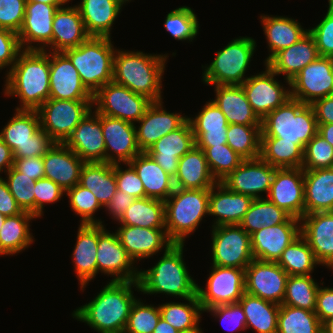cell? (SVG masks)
<instances>
[{
  "instance_id": "cell-21",
  "label": "cell",
  "mask_w": 333,
  "mask_h": 333,
  "mask_svg": "<svg viewBox=\"0 0 333 333\" xmlns=\"http://www.w3.org/2000/svg\"><path fill=\"white\" fill-rule=\"evenodd\" d=\"M136 127L134 123L101 114L107 163H129L141 153Z\"/></svg>"
},
{
  "instance_id": "cell-62",
  "label": "cell",
  "mask_w": 333,
  "mask_h": 333,
  "mask_svg": "<svg viewBox=\"0 0 333 333\" xmlns=\"http://www.w3.org/2000/svg\"><path fill=\"white\" fill-rule=\"evenodd\" d=\"M120 165L121 163L115 164L117 190H120L136 199L144 198V185L142 184V181L140 180L134 168L129 163H125V166L128 167L126 169Z\"/></svg>"
},
{
  "instance_id": "cell-45",
  "label": "cell",
  "mask_w": 333,
  "mask_h": 333,
  "mask_svg": "<svg viewBox=\"0 0 333 333\" xmlns=\"http://www.w3.org/2000/svg\"><path fill=\"white\" fill-rule=\"evenodd\" d=\"M119 225L165 228V203L154 198H138L126 209Z\"/></svg>"
},
{
  "instance_id": "cell-11",
  "label": "cell",
  "mask_w": 333,
  "mask_h": 333,
  "mask_svg": "<svg viewBox=\"0 0 333 333\" xmlns=\"http://www.w3.org/2000/svg\"><path fill=\"white\" fill-rule=\"evenodd\" d=\"M152 103L147 97L112 81L93 95L92 107L98 114L136 124Z\"/></svg>"
},
{
  "instance_id": "cell-71",
  "label": "cell",
  "mask_w": 333,
  "mask_h": 333,
  "mask_svg": "<svg viewBox=\"0 0 333 333\" xmlns=\"http://www.w3.org/2000/svg\"><path fill=\"white\" fill-rule=\"evenodd\" d=\"M153 333H179V331L161 317Z\"/></svg>"
},
{
  "instance_id": "cell-24",
  "label": "cell",
  "mask_w": 333,
  "mask_h": 333,
  "mask_svg": "<svg viewBox=\"0 0 333 333\" xmlns=\"http://www.w3.org/2000/svg\"><path fill=\"white\" fill-rule=\"evenodd\" d=\"M49 98L59 100H93L81 81L77 69L64 52H50Z\"/></svg>"
},
{
  "instance_id": "cell-22",
  "label": "cell",
  "mask_w": 333,
  "mask_h": 333,
  "mask_svg": "<svg viewBox=\"0 0 333 333\" xmlns=\"http://www.w3.org/2000/svg\"><path fill=\"white\" fill-rule=\"evenodd\" d=\"M63 144L70 148L85 163L106 162L101 114L91 110Z\"/></svg>"
},
{
  "instance_id": "cell-61",
  "label": "cell",
  "mask_w": 333,
  "mask_h": 333,
  "mask_svg": "<svg viewBox=\"0 0 333 333\" xmlns=\"http://www.w3.org/2000/svg\"><path fill=\"white\" fill-rule=\"evenodd\" d=\"M34 187L36 218L43 216L45 204L58 202L65 195L59 185L45 177L35 181Z\"/></svg>"
},
{
  "instance_id": "cell-28",
  "label": "cell",
  "mask_w": 333,
  "mask_h": 333,
  "mask_svg": "<svg viewBox=\"0 0 333 333\" xmlns=\"http://www.w3.org/2000/svg\"><path fill=\"white\" fill-rule=\"evenodd\" d=\"M163 103L153 102L138 121L141 124L135 129L141 152H146L156 141L179 128L188 119V116H182L181 113L166 111Z\"/></svg>"
},
{
  "instance_id": "cell-3",
  "label": "cell",
  "mask_w": 333,
  "mask_h": 333,
  "mask_svg": "<svg viewBox=\"0 0 333 333\" xmlns=\"http://www.w3.org/2000/svg\"><path fill=\"white\" fill-rule=\"evenodd\" d=\"M168 57V54L117 49L113 60V82L152 102H160L163 99L162 76Z\"/></svg>"
},
{
  "instance_id": "cell-63",
  "label": "cell",
  "mask_w": 333,
  "mask_h": 333,
  "mask_svg": "<svg viewBox=\"0 0 333 333\" xmlns=\"http://www.w3.org/2000/svg\"><path fill=\"white\" fill-rule=\"evenodd\" d=\"M22 51L17 33L0 28V70L15 64L19 53Z\"/></svg>"
},
{
  "instance_id": "cell-15",
  "label": "cell",
  "mask_w": 333,
  "mask_h": 333,
  "mask_svg": "<svg viewBox=\"0 0 333 333\" xmlns=\"http://www.w3.org/2000/svg\"><path fill=\"white\" fill-rule=\"evenodd\" d=\"M265 71L248 76L242 87L254 113L263 120L270 112L284 105L291 98L288 89L279 83L278 76L267 64Z\"/></svg>"
},
{
  "instance_id": "cell-6",
  "label": "cell",
  "mask_w": 333,
  "mask_h": 333,
  "mask_svg": "<svg viewBox=\"0 0 333 333\" xmlns=\"http://www.w3.org/2000/svg\"><path fill=\"white\" fill-rule=\"evenodd\" d=\"M318 133V124L311 105L290 98L261 120V137L305 145Z\"/></svg>"
},
{
  "instance_id": "cell-70",
  "label": "cell",
  "mask_w": 333,
  "mask_h": 333,
  "mask_svg": "<svg viewBox=\"0 0 333 333\" xmlns=\"http://www.w3.org/2000/svg\"><path fill=\"white\" fill-rule=\"evenodd\" d=\"M318 133L333 146V123L318 124Z\"/></svg>"
},
{
  "instance_id": "cell-68",
  "label": "cell",
  "mask_w": 333,
  "mask_h": 333,
  "mask_svg": "<svg viewBox=\"0 0 333 333\" xmlns=\"http://www.w3.org/2000/svg\"><path fill=\"white\" fill-rule=\"evenodd\" d=\"M317 124L333 123V95L318 99L311 104Z\"/></svg>"
},
{
  "instance_id": "cell-64",
  "label": "cell",
  "mask_w": 333,
  "mask_h": 333,
  "mask_svg": "<svg viewBox=\"0 0 333 333\" xmlns=\"http://www.w3.org/2000/svg\"><path fill=\"white\" fill-rule=\"evenodd\" d=\"M13 167L24 176L35 181L45 177L43 157L14 159Z\"/></svg>"
},
{
  "instance_id": "cell-14",
  "label": "cell",
  "mask_w": 333,
  "mask_h": 333,
  "mask_svg": "<svg viewBox=\"0 0 333 333\" xmlns=\"http://www.w3.org/2000/svg\"><path fill=\"white\" fill-rule=\"evenodd\" d=\"M291 98L311 105L333 95V57L319 56L290 80Z\"/></svg>"
},
{
  "instance_id": "cell-27",
  "label": "cell",
  "mask_w": 333,
  "mask_h": 333,
  "mask_svg": "<svg viewBox=\"0 0 333 333\" xmlns=\"http://www.w3.org/2000/svg\"><path fill=\"white\" fill-rule=\"evenodd\" d=\"M301 235L319 265L333 268V211L315 212L301 219Z\"/></svg>"
},
{
  "instance_id": "cell-52",
  "label": "cell",
  "mask_w": 333,
  "mask_h": 333,
  "mask_svg": "<svg viewBox=\"0 0 333 333\" xmlns=\"http://www.w3.org/2000/svg\"><path fill=\"white\" fill-rule=\"evenodd\" d=\"M198 148L204 151L211 174L217 182L224 180L244 160L228 144Z\"/></svg>"
},
{
  "instance_id": "cell-17",
  "label": "cell",
  "mask_w": 333,
  "mask_h": 333,
  "mask_svg": "<svg viewBox=\"0 0 333 333\" xmlns=\"http://www.w3.org/2000/svg\"><path fill=\"white\" fill-rule=\"evenodd\" d=\"M288 276L277 262L253 259L245 269V292L281 305Z\"/></svg>"
},
{
  "instance_id": "cell-43",
  "label": "cell",
  "mask_w": 333,
  "mask_h": 333,
  "mask_svg": "<svg viewBox=\"0 0 333 333\" xmlns=\"http://www.w3.org/2000/svg\"><path fill=\"white\" fill-rule=\"evenodd\" d=\"M238 303L246 315V328L257 333H277L280 305L246 292Z\"/></svg>"
},
{
  "instance_id": "cell-7",
  "label": "cell",
  "mask_w": 333,
  "mask_h": 333,
  "mask_svg": "<svg viewBox=\"0 0 333 333\" xmlns=\"http://www.w3.org/2000/svg\"><path fill=\"white\" fill-rule=\"evenodd\" d=\"M112 43L108 37H89L79 46L64 51L92 95L113 81V60L117 49Z\"/></svg>"
},
{
  "instance_id": "cell-25",
  "label": "cell",
  "mask_w": 333,
  "mask_h": 333,
  "mask_svg": "<svg viewBox=\"0 0 333 333\" xmlns=\"http://www.w3.org/2000/svg\"><path fill=\"white\" fill-rule=\"evenodd\" d=\"M128 256L134 261L147 259L175 244L166 228H141L120 225L115 231Z\"/></svg>"
},
{
  "instance_id": "cell-37",
  "label": "cell",
  "mask_w": 333,
  "mask_h": 333,
  "mask_svg": "<svg viewBox=\"0 0 333 333\" xmlns=\"http://www.w3.org/2000/svg\"><path fill=\"white\" fill-rule=\"evenodd\" d=\"M217 181L211 174L205 153L196 145L179 159L174 185L182 189H211Z\"/></svg>"
},
{
  "instance_id": "cell-32",
  "label": "cell",
  "mask_w": 333,
  "mask_h": 333,
  "mask_svg": "<svg viewBox=\"0 0 333 333\" xmlns=\"http://www.w3.org/2000/svg\"><path fill=\"white\" fill-rule=\"evenodd\" d=\"M217 189V190H216ZM254 199L248 195L230 191L217 182L209 195V214L215 216L212 225H239Z\"/></svg>"
},
{
  "instance_id": "cell-73",
  "label": "cell",
  "mask_w": 333,
  "mask_h": 333,
  "mask_svg": "<svg viewBox=\"0 0 333 333\" xmlns=\"http://www.w3.org/2000/svg\"><path fill=\"white\" fill-rule=\"evenodd\" d=\"M322 333H333V318L326 320L322 324Z\"/></svg>"
},
{
  "instance_id": "cell-31",
  "label": "cell",
  "mask_w": 333,
  "mask_h": 333,
  "mask_svg": "<svg viewBox=\"0 0 333 333\" xmlns=\"http://www.w3.org/2000/svg\"><path fill=\"white\" fill-rule=\"evenodd\" d=\"M319 56L314 38L307 32L296 43L276 53L266 64L277 75L283 74L290 86V80Z\"/></svg>"
},
{
  "instance_id": "cell-40",
  "label": "cell",
  "mask_w": 333,
  "mask_h": 333,
  "mask_svg": "<svg viewBox=\"0 0 333 333\" xmlns=\"http://www.w3.org/2000/svg\"><path fill=\"white\" fill-rule=\"evenodd\" d=\"M260 19L270 50L264 64L280 50L290 47L308 32V29L304 30L298 21L286 16L262 14Z\"/></svg>"
},
{
  "instance_id": "cell-19",
  "label": "cell",
  "mask_w": 333,
  "mask_h": 333,
  "mask_svg": "<svg viewBox=\"0 0 333 333\" xmlns=\"http://www.w3.org/2000/svg\"><path fill=\"white\" fill-rule=\"evenodd\" d=\"M277 167L271 166L260 157L246 159L221 181L230 191L248 195L253 199L264 198L269 193Z\"/></svg>"
},
{
  "instance_id": "cell-34",
  "label": "cell",
  "mask_w": 333,
  "mask_h": 333,
  "mask_svg": "<svg viewBox=\"0 0 333 333\" xmlns=\"http://www.w3.org/2000/svg\"><path fill=\"white\" fill-rule=\"evenodd\" d=\"M130 0H81L76 5L80 11L85 30L90 37L111 38V29Z\"/></svg>"
},
{
  "instance_id": "cell-74",
  "label": "cell",
  "mask_w": 333,
  "mask_h": 333,
  "mask_svg": "<svg viewBox=\"0 0 333 333\" xmlns=\"http://www.w3.org/2000/svg\"><path fill=\"white\" fill-rule=\"evenodd\" d=\"M179 333H203V330L198 327L197 329L187 331V332H179Z\"/></svg>"
},
{
  "instance_id": "cell-10",
  "label": "cell",
  "mask_w": 333,
  "mask_h": 333,
  "mask_svg": "<svg viewBox=\"0 0 333 333\" xmlns=\"http://www.w3.org/2000/svg\"><path fill=\"white\" fill-rule=\"evenodd\" d=\"M92 102L93 100L49 98L37 109L41 129L55 143H63L80 121L93 109Z\"/></svg>"
},
{
  "instance_id": "cell-55",
  "label": "cell",
  "mask_w": 333,
  "mask_h": 333,
  "mask_svg": "<svg viewBox=\"0 0 333 333\" xmlns=\"http://www.w3.org/2000/svg\"><path fill=\"white\" fill-rule=\"evenodd\" d=\"M5 181L15 201L23 211L35 216V180L30 179L18 172L13 166L6 172Z\"/></svg>"
},
{
  "instance_id": "cell-44",
  "label": "cell",
  "mask_w": 333,
  "mask_h": 333,
  "mask_svg": "<svg viewBox=\"0 0 333 333\" xmlns=\"http://www.w3.org/2000/svg\"><path fill=\"white\" fill-rule=\"evenodd\" d=\"M304 148L281 138L261 137L260 158L277 168H302Z\"/></svg>"
},
{
  "instance_id": "cell-66",
  "label": "cell",
  "mask_w": 333,
  "mask_h": 333,
  "mask_svg": "<svg viewBox=\"0 0 333 333\" xmlns=\"http://www.w3.org/2000/svg\"><path fill=\"white\" fill-rule=\"evenodd\" d=\"M136 198L117 190L115 195L110 199V202L105 207L111 218L118 223L124 216L126 209L135 201Z\"/></svg>"
},
{
  "instance_id": "cell-16",
  "label": "cell",
  "mask_w": 333,
  "mask_h": 333,
  "mask_svg": "<svg viewBox=\"0 0 333 333\" xmlns=\"http://www.w3.org/2000/svg\"><path fill=\"white\" fill-rule=\"evenodd\" d=\"M97 274L113 276L110 281H138L139 270L120 243L117 233L98 224Z\"/></svg>"
},
{
  "instance_id": "cell-42",
  "label": "cell",
  "mask_w": 333,
  "mask_h": 333,
  "mask_svg": "<svg viewBox=\"0 0 333 333\" xmlns=\"http://www.w3.org/2000/svg\"><path fill=\"white\" fill-rule=\"evenodd\" d=\"M33 219L37 218L27 211L6 217L0 230V256L14 255L29 248L35 241L29 227Z\"/></svg>"
},
{
  "instance_id": "cell-4",
  "label": "cell",
  "mask_w": 333,
  "mask_h": 333,
  "mask_svg": "<svg viewBox=\"0 0 333 333\" xmlns=\"http://www.w3.org/2000/svg\"><path fill=\"white\" fill-rule=\"evenodd\" d=\"M183 250L184 244L175 243L169 249H164L163 256L155 266L140 269V292L147 295L167 294L184 300L195 297L197 283L186 267Z\"/></svg>"
},
{
  "instance_id": "cell-53",
  "label": "cell",
  "mask_w": 333,
  "mask_h": 333,
  "mask_svg": "<svg viewBox=\"0 0 333 333\" xmlns=\"http://www.w3.org/2000/svg\"><path fill=\"white\" fill-rule=\"evenodd\" d=\"M199 19L188 6H181L166 15L164 28L175 40H194L199 31Z\"/></svg>"
},
{
  "instance_id": "cell-56",
  "label": "cell",
  "mask_w": 333,
  "mask_h": 333,
  "mask_svg": "<svg viewBox=\"0 0 333 333\" xmlns=\"http://www.w3.org/2000/svg\"><path fill=\"white\" fill-rule=\"evenodd\" d=\"M161 318L159 305H146L140 299L132 304L124 333H153Z\"/></svg>"
},
{
  "instance_id": "cell-49",
  "label": "cell",
  "mask_w": 333,
  "mask_h": 333,
  "mask_svg": "<svg viewBox=\"0 0 333 333\" xmlns=\"http://www.w3.org/2000/svg\"><path fill=\"white\" fill-rule=\"evenodd\" d=\"M277 333H322V323L314 311L281 304Z\"/></svg>"
},
{
  "instance_id": "cell-36",
  "label": "cell",
  "mask_w": 333,
  "mask_h": 333,
  "mask_svg": "<svg viewBox=\"0 0 333 333\" xmlns=\"http://www.w3.org/2000/svg\"><path fill=\"white\" fill-rule=\"evenodd\" d=\"M215 99L229 124L261 125L248 102L242 85H215Z\"/></svg>"
},
{
  "instance_id": "cell-46",
  "label": "cell",
  "mask_w": 333,
  "mask_h": 333,
  "mask_svg": "<svg viewBox=\"0 0 333 333\" xmlns=\"http://www.w3.org/2000/svg\"><path fill=\"white\" fill-rule=\"evenodd\" d=\"M188 303L169 302L159 304L161 317L179 332H187L199 327L203 310L197 295L187 298Z\"/></svg>"
},
{
  "instance_id": "cell-13",
  "label": "cell",
  "mask_w": 333,
  "mask_h": 333,
  "mask_svg": "<svg viewBox=\"0 0 333 333\" xmlns=\"http://www.w3.org/2000/svg\"><path fill=\"white\" fill-rule=\"evenodd\" d=\"M245 293V269L211 266L206 289L198 286L196 295L202 310L238 303Z\"/></svg>"
},
{
  "instance_id": "cell-20",
  "label": "cell",
  "mask_w": 333,
  "mask_h": 333,
  "mask_svg": "<svg viewBox=\"0 0 333 333\" xmlns=\"http://www.w3.org/2000/svg\"><path fill=\"white\" fill-rule=\"evenodd\" d=\"M300 235V219L291 216L284 223L262 227L250 235L253 257L277 262L286 247Z\"/></svg>"
},
{
  "instance_id": "cell-58",
  "label": "cell",
  "mask_w": 333,
  "mask_h": 333,
  "mask_svg": "<svg viewBox=\"0 0 333 333\" xmlns=\"http://www.w3.org/2000/svg\"><path fill=\"white\" fill-rule=\"evenodd\" d=\"M323 19L308 32L314 38L320 56L333 57V2H328Z\"/></svg>"
},
{
  "instance_id": "cell-59",
  "label": "cell",
  "mask_w": 333,
  "mask_h": 333,
  "mask_svg": "<svg viewBox=\"0 0 333 333\" xmlns=\"http://www.w3.org/2000/svg\"><path fill=\"white\" fill-rule=\"evenodd\" d=\"M203 312H210L211 316L213 315L215 318L220 319L219 322L221 324L230 325V327H226L228 331L247 330L246 315L239 303L219 305L208 308Z\"/></svg>"
},
{
  "instance_id": "cell-18",
  "label": "cell",
  "mask_w": 333,
  "mask_h": 333,
  "mask_svg": "<svg viewBox=\"0 0 333 333\" xmlns=\"http://www.w3.org/2000/svg\"><path fill=\"white\" fill-rule=\"evenodd\" d=\"M291 217L305 215L304 170L302 168H277L266 197Z\"/></svg>"
},
{
  "instance_id": "cell-54",
  "label": "cell",
  "mask_w": 333,
  "mask_h": 333,
  "mask_svg": "<svg viewBox=\"0 0 333 333\" xmlns=\"http://www.w3.org/2000/svg\"><path fill=\"white\" fill-rule=\"evenodd\" d=\"M65 193L69 198L71 210L81 217L80 224L102 225L103 222L94 217L95 212L101 209L102 206L90 190L78 183L66 190Z\"/></svg>"
},
{
  "instance_id": "cell-47",
  "label": "cell",
  "mask_w": 333,
  "mask_h": 333,
  "mask_svg": "<svg viewBox=\"0 0 333 333\" xmlns=\"http://www.w3.org/2000/svg\"><path fill=\"white\" fill-rule=\"evenodd\" d=\"M290 215L265 198L254 199L239 224L249 235L262 227L284 223Z\"/></svg>"
},
{
  "instance_id": "cell-35",
  "label": "cell",
  "mask_w": 333,
  "mask_h": 333,
  "mask_svg": "<svg viewBox=\"0 0 333 333\" xmlns=\"http://www.w3.org/2000/svg\"><path fill=\"white\" fill-rule=\"evenodd\" d=\"M98 224H80L72 253L75 274L84 291L86 285L97 275Z\"/></svg>"
},
{
  "instance_id": "cell-9",
  "label": "cell",
  "mask_w": 333,
  "mask_h": 333,
  "mask_svg": "<svg viewBox=\"0 0 333 333\" xmlns=\"http://www.w3.org/2000/svg\"><path fill=\"white\" fill-rule=\"evenodd\" d=\"M255 39L238 37L219 50L214 60L204 66L202 81L207 85H242L245 73L254 56Z\"/></svg>"
},
{
  "instance_id": "cell-48",
  "label": "cell",
  "mask_w": 333,
  "mask_h": 333,
  "mask_svg": "<svg viewBox=\"0 0 333 333\" xmlns=\"http://www.w3.org/2000/svg\"><path fill=\"white\" fill-rule=\"evenodd\" d=\"M277 264L289 275H311L319 263L306 239L300 235L282 252Z\"/></svg>"
},
{
  "instance_id": "cell-72",
  "label": "cell",
  "mask_w": 333,
  "mask_h": 333,
  "mask_svg": "<svg viewBox=\"0 0 333 333\" xmlns=\"http://www.w3.org/2000/svg\"><path fill=\"white\" fill-rule=\"evenodd\" d=\"M69 1L70 0H26V2L45 3L48 5H66Z\"/></svg>"
},
{
  "instance_id": "cell-33",
  "label": "cell",
  "mask_w": 333,
  "mask_h": 333,
  "mask_svg": "<svg viewBox=\"0 0 333 333\" xmlns=\"http://www.w3.org/2000/svg\"><path fill=\"white\" fill-rule=\"evenodd\" d=\"M194 117H188V120L197 147L227 144L229 123L215 102L208 101Z\"/></svg>"
},
{
  "instance_id": "cell-65",
  "label": "cell",
  "mask_w": 333,
  "mask_h": 333,
  "mask_svg": "<svg viewBox=\"0 0 333 333\" xmlns=\"http://www.w3.org/2000/svg\"><path fill=\"white\" fill-rule=\"evenodd\" d=\"M323 324L333 318V288L319 287L317 291L316 308L314 311Z\"/></svg>"
},
{
  "instance_id": "cell-57",
  "label": "cell",
  "mask_w": 333,
  "mask_h": 333,
  "mask_svg": "<svg viewBox=\"0 0 333 333\" xmlns=\"http://www.w3.org/2000/svg\"><path fill=\"white\" fill-rule=\"evenodd\" d=\"M333 167V146L317 133L304 148L303 170Z\"/></svg>"
},
{
  "instance_id": "cell-67",
  "label": "cell",
  "mask_w": 333,
  "mask_h": 333,
  "mask_svg": "<svg viewBox=\"0 0 333 333\" xmlns=\"http://www.w3.org/2000/svg\"><path fill=\"white\" fill-rule=\"evenodd\" d=\"M23 210L9 191L5 178L0 176V213L6 217L21 214Z\"/></svg>"
},
{
  "instance_id": "cell-51",
  "label": "cell",
  "mask_w": 333,
  "mask_h": 333,
  "mask_svg": "<svg viewBox=\"0 0 333 333\" xmlns=\"http://www.w3.org/2000/svg\"><path fill=\"white\" fill-rule=\"evenodd\" d=\"M227 144L244 160L259 158L261 125L229 124Z\"/></svg>"
},
{
  "instance_id": "cell-50",
  "label": "cell",
  "mask_w": 333,
  "mask_h": 333,
  "mask_svg": "<svg viewBox=\"0 0 333 333\" xmlns=\"http://www.w3.org/2000/svg\"><path fill=\"white\" fill-rule=\"evenodd\" d=\"M312 275L288 276L283 305L315 311L319 283Z\"/></svg>"
},
{
  "instance_id": "cell-2",
  "label": "cell",
  "mask_w": 333,
  "mask_h": 333,
  "mask_svg": "<svg viewBox=\"0 0 333 333\" xmlns=\"http://www.w3.org/2000/svg\"><path fill=\"white\" fill-rule=\"evenodd\" d=\"M5 78L4 95L21 102L15 110H37L49 99L50 51L22 50Z\"/></svg>"
},
{
  "instance_id": "cell-29",
  "label": "cell",
  "mask_w": 333,
  "mask_h": 333,
  "mask_svg": "<svg viewBox=\"0 0 333 333\" xmlns=\"http://www.w3.org/2000/svg\"><path fill=\"white\" fill-rule=\"evenodd\" d=\"M87 34L80 11L76 5L57 9L52 23V41L43 49L50 52H64L85 42Z\"/></svg>"
},
{
  "instance_id": "cell-12",
  "label": "cell",
  "mask_w": 333,
  "mask_h": 333,
  "mask_svg": "<svg viewBox=\"0 0 333 333\" xmlns=\"http://www.w3.org/2000/svg\"><path fill=\"white\" fill-rule=\"evenodd\" d=\"M212 265L246 269L254 259L251 236L240 225L212 227Z\"/></svg>"
},
{
  "instance_id": "cell-41",
  "label": "cell",
  "mask_w": 333,
  "mask_h": 333,
  "mask_svg": "<svg viewBox=\"0 0 333 333\" xmlns=\"http://www.w3.org/2000/svg\"><path fill=\"white\" fill-rule=\"evenodd\" d=\"M79 184L90 190L105 208L117 191L115 164L85 163L81 169Z\"/></svg>"
},
{
  "instance_id": "cell-26",
  "label": "cell",
  "mask_w": 333,
  "mask_h": 333,
  "mask_svg": "<svg viewBox=\"0 0 333 333\" xmlns=\"http://www.w3.org/2000/svg\"><path fill=\"white\" fill-rule=\"evenodd\" d=\"M195 145L192 127L187 119L179 128L156 141L146 152L167 174L175 178L179 159Z\"/></svg>"
},
{
  "instance_id": "cell-8",
  "label": "cell",
  "mask_w": 333,
  "mask_h": 333,
  "mask_svg": "<svg viewBox=\"0 0 333 333\" xmlns=\"http://www.w3.org/2000/svg\"><path fill=\"white\" fill-rule=\"evenodd\" d=\"M14 159L43 157L55 144L41 129L37 110H16L0 132Z\"/></svg>"
},
{
  "instance_id": "cell-1",
  "label": "cell",
  "mask_w": 333,
  "mask_h": 333,
  "mask_svg": "<svg viewBox=\"0 0 333 333\" xmlns=\"http://www.w3.org/2000/svg\"><path fill=\"white\" fill-rule=\"evenodd\" d=\"M133 287L140 292L138 281H110L91 302L75 309L72 316L98 333L124 332L132 304L137 299Z\"/></svg>"
},
{
  "instance_id": "cell-75",
  "label": "cell",
  "mask_w": 333,
  "mask_h": 333,
  "mask_svg": "<svg viewBox=\"0 0 333 333\" xmlns=\"http://www.w3.org/2000/svg\"><path fill=\"white\" fill-rule=\"evenodd\" d=\"M6 219V216L0 213V230L2 228V225Z\"/></svg>"
},
{
  "instance_id": "cell-5",
  "label": "cell",
  "mask_w": 333,
  "mask_h": 333,
  "mask_svg": "<svg viewBox=\"0 0 333 333\" xmlns=\"http://www.w3.org/2000/svg\"><path fill=\"white\" fill-rule=\"evenodd\" d=\"M210 189H182L175 187L164 201L165 228L168 237L176 244H184L185 238L199 226L209 214Z\"/></svg>"
},
{
  "instance_id": "cell-38",
  "label": "cell",
  "mask_w": 333,
  "mask_h": 333,
  "mask_svg": "<svg viewBox=\"0 0 333 333\" xmlns=\"http://www.w3.org/2000/svg\"><path fill=\"white\" fill-rule=\"evenodd\" d=\"M129 164L144 185L145 197L165 201L175 190L174 178L147 153L141 152Z\"/></svg>"
},
{
  "instance_id": "cell-60",
  "label": "cell",
  "mask_w": 333,
  "mask_h": 333,
  "mask_svg": "<svg viewBox=\"0 0 333 333\" xmlns=\"http://www.w3.org/2000/svg\"><path fill=\"white\" fill-rule=\"evenodd\" d=\"M26 9V0H0V28L11 30L18 34Z\"/></svg>"
},
{
  "instance_id": "cell-30",
  "label": "cell",
  "mask_w": 333,
  "mask_h": 333,
  "mask_svg": "<svg viewBox=\"0 0 333 333\" xmlns=\"http://www.w3.org/2000/svg\"><path fill=\"white\" fill-rule=\"evenodd\" d=\"M43 164L45 178L66 191L79 183L85 162L63 143H55L43 156Z\"/></svg>"
},
{
  "instance_id": "cell-69",
  "label": "cell",
  "mask_w": 333,
  "mask_h": 333,
  "mask_svg": "<svg viewBox=\"0 0 333 333\" xmlns=\"http://www.w3.org/2000/svg\"><path fill=\"white\" fill-rule=\"evenodd\" d=\"M13 164V152L0 136V173H6L13 166Z\"/></svg>"
},
{
  "instance_id": "cell-39",
  "label": "cell",
  "mask_w": 333,
  "mask_h": 333,
  "mask_svg": "<svg viewBox=\"0 0 333 333\" xmlns=\"http://www.w3.org/2000/svg\"><path fill=\"white\" fill-rule=\"evenodd\" d=\"M305 215L333 211V167L304 170Z\"/></svg>"
},
{
  "instance_id": "cell-23",
  "label": "cell",
  "mask_w": 333,
  "mask_h": 333,
  "mask_svg": "<svg viewBox=\"0 0 333 333\" xmlns=\"http://www.w3.org/2000/svg\"><path fill=\"white\" fill-rule=\"evenodd\" d=\"M63 6L26 2L23 25L18 32L22 50H43L52 41L53 18ZM35 43L36 46L32 45Z\"/></svg>"
}]
</instances>
